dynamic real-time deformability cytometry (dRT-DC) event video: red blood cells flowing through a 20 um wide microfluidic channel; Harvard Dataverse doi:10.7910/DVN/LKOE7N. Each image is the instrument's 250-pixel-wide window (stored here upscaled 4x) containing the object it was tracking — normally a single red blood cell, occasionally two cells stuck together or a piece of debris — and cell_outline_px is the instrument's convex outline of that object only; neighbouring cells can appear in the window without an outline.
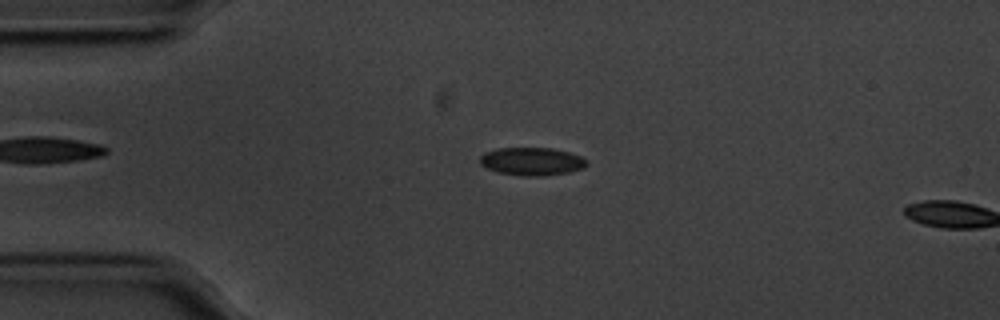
{"species": "common noctule bat (a hibernating species)", "species_latin": "Nyctalus noctula", "temperature_condition": "cold", "stored_images_in_passage": 14, "camera_frame_rate_fps": 3000, "um_per_image_px": 0.085, "animal": {"sex": "male", "body_mass_g": 20.1, "forearm_length_mm": 53.5}, "frame": {"image": 1, "passage_image": 12, "time_ms": 3.667, "image_size_px": [1000, 320], "cell_outline_px": [[588, 164], [584, 168], [568, 172], [540, 176], [524, 176], [496, 172], [480, 164], [480, 156], [484, 152], [500, 148], [552, 148], [568, 152], [580, 156], [588, 160]], "centroid_in_image_um": [45.21, 13.72], "position_along_channel_um": 39.8, "area_um2": 17.4}}